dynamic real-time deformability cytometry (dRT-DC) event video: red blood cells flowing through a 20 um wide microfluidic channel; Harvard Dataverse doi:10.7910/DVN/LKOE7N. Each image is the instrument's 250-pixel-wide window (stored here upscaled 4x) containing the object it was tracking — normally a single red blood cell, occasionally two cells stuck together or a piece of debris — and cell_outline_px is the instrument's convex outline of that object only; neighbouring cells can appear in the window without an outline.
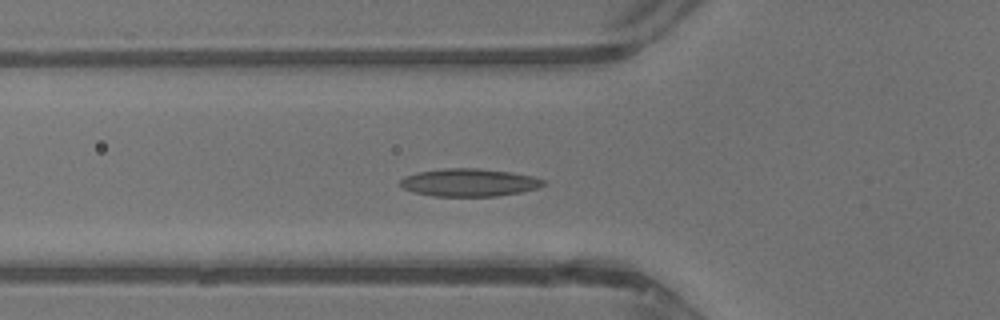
{"species": "common noctule bat (a hibernating species)", "species_latin": "Nyctalus noctula", "temperature_condition": "warm", "stored_images_in_passage": 34, "camera_frame_rate_fps": 3000, "um_per_image_px": 0.085, "animal": {"sex": "male", "body_mass_g": 13.3}, "frame": {"image": 1, "passage_image": 12, "time_ms": 3.667, "image_size_px": [1000, 320], "cell_outline_px": [[548, 184], [540, 188], [520, 192], [496, 196], [432, 196], [412, 192], [404, 188], [400, 184], [400, 180], [408, 176], [420, 172], [444, 168], [480, 168], [508, 172], [532, 176], [544, 180]], "centroid_in_image_um": [39.92, 15.52], "position_along_channel_um": 85.9, "area_um2": 23.06}}
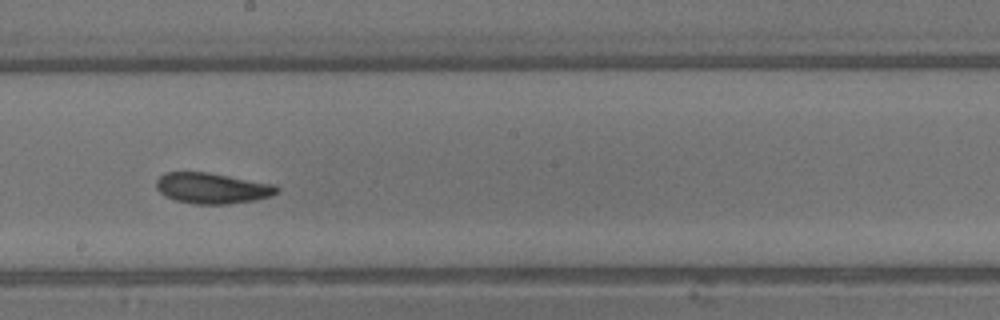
{"frame": {"image": 2, "passage_image": 21, "time_ms": 6.667, "image_size_px": [1000, 320], "cell_outline_px": [[280, 188], [272, 196], [256, 200], [228, 204], [192, 204], [176, 200], [164, 196], [156, 188], [156, 180], [164, 172], [208, 172], [276, 184]], "centroid_in_image_um": [18.04, 15.99], "position_along_channel_um": 230.2, "area_um2": 21.85}}
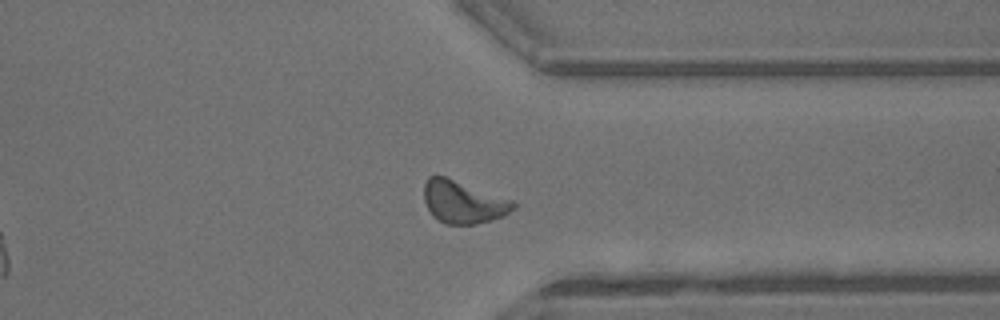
{"frame": {"image": 3, "passage_image": 30, "time_ms": 9.667, "image_size_px": [1000, 320], "cell_outline_px": [[516, 208], [504, 216], [476, 224], [444, 224], [432, 216], [424, 200], [424, 184], [428, 176], [444, 176], [512, 200], [516, 204]], "centroid_in_image_um": [39.36, 17.18], "position_along_channel_um": 372.0, "area_um2": 22.02}, "authors_computed_cell_mechanics": {"area_um2": 21.7617, "velocity_mm_per_s": 4.788, "shape_relaxation_time_tau1_ms": 4.5194, "shape_relaxation_time_tau2_ms": 1.4403, "deformation_change_tau1": 0.1318, "deformation_change_tau2": 0.0662}}